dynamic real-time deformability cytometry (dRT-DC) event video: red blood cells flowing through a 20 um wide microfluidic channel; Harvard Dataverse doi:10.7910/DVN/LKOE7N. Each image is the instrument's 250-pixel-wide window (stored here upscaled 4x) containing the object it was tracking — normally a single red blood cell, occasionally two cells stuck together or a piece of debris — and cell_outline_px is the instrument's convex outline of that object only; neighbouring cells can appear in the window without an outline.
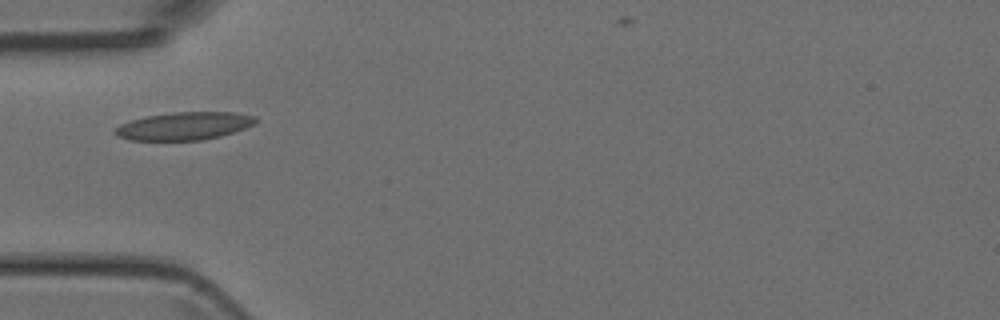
{"species": "Egyptian fruit bat (a non-hibernating species)", "species_latin": "Rousettus aegyptiacus", "temperature_condition": "room temperature", "stored_images_in_passage": 30, "camera_frame_rate_fps": 3000, "um_per_image_px": 0.085, "animal": {"sex": "female"}, "frame": {"image": 1, "passage_image": 1, "time_ms": 0.0, "image_size_px": [1000, 320], "cell_outline_px": [[260, 120], [256, 124], [220, 136], [200, 140], [128, 140], [116, 136], [112, 132], [120, 124], [144, 116], [172, 112], [236, 112], [256, 116]], "centroid_in_image_um": [15.66, 10.7], "position_along_channel_um": 69.3, "area_um2": 23.0}}
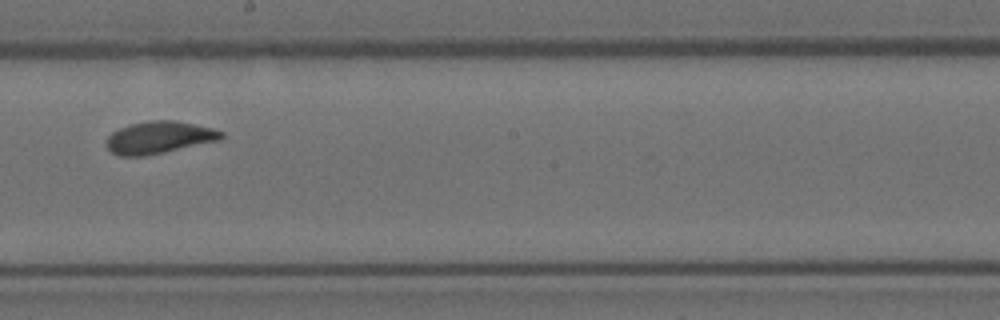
{"frame": {"image": 2, "passage_image": 13, "time_ms": 4.0, "image_size_px": [1000, 320], "cell_outline_px": [[224, 136], [220, 140], [164, 152], [144, 156], [120, 156], [112, 152], [108, 148], [108, 136], [112, 132], [128, 124], [148, 120], [176, 120], [212, 128], [224, 132]], "centroid_in_image_um": [13.54, 11.67], "position_along_channel_um": 234.7, "area_um2": 21.5}}
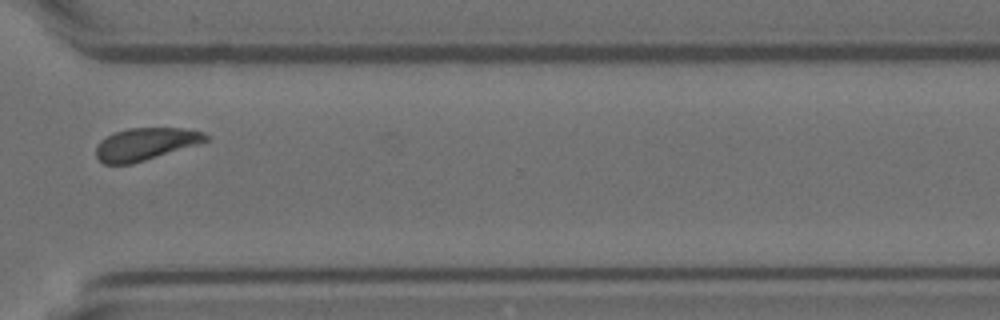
{"frame": {"image": 3, "passage_image": 22, "time_ms": 7.0, "image_size_px": [1000, 320], "cell_outline_px": [[212, 136], [208, 140], [196, 144], [132, 164], [104, 164], [96, 156], [96, 148], [100, 140], [112, 132], [128, 128], [184, 128], [204, 132]], "centroid_in_image_um": [12.35, 12.22], "position_along_channel_um": 358.3, "area_um2": 20.63}}